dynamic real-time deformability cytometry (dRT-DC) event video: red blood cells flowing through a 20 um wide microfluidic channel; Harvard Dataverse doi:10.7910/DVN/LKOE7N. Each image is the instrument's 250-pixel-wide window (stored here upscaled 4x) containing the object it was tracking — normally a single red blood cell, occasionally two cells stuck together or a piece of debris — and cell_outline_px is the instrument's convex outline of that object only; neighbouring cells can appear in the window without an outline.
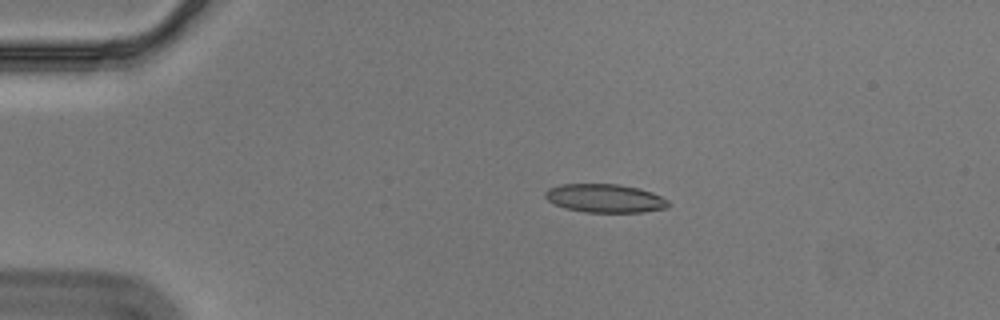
{"species": "Egyptian fruit bat (a non-hibernating species)", "species_latin": "Rousettus aegyptiacus", "temperature_condition": "cold", "stored_images_in_passage": 46, "camera_frame_rate_fps": 3000, "um_per_image_px": 0.085, "animal": {"sex": "male"}, "frame": {"image": 1, "passage_image": 1, "time_ms": 0.0, "image_size_px": [1000, 320], "cell_outline_px": [[672, 204], [668, 208], [640, 212], [584, 212], [564, 208], [548, 200], [544, 196], [544, 192], [548, 188], [560, 184], [620, 184], [640, 188], [652, 192], [668, 200]], "centroid_in_image_um": [51.44, 16.85], "position_along_channel_um": 33.6, "area_um2": 20.63}}
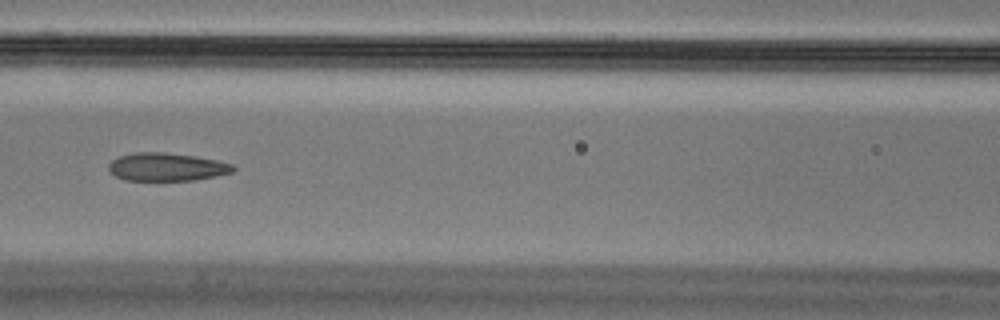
{"frame": {"image": 2, "passage_image": 15, "time_ms": 4.667, "image_size_px": [1000, 320], "cell_outline_px": [[236, 168], [232, 172], [196, 180], [124, 180], [116, 176], [108, 168], [108, 164], [112, 160], [120, 156], [132, 152], [164, 152], [192, 156], [216, 160], [232, 164]], "centroid_in_image_um": [14.15, 14.19], "position_along_channel_um": 152.5, "area_um2": 20.17}}
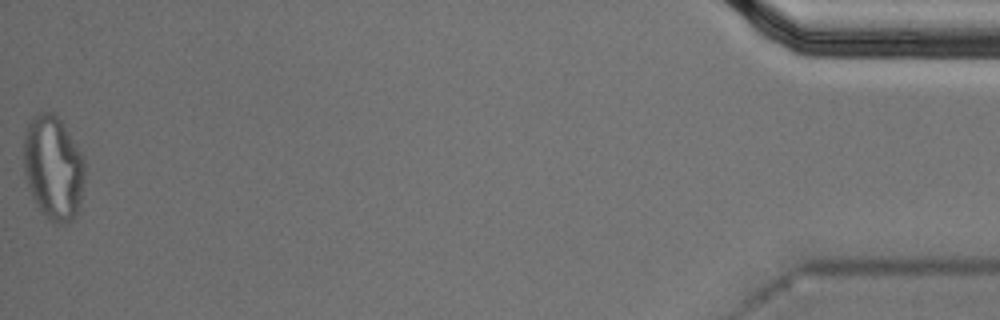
{"frame": {"image": 3, "passage_image": 46, "time_ms": 15.0, "image_size_px": [1000, 320], "cell_outline_px": [[84, 184], [80, 212], [68, 224], [52, 224], [40, 212], [32, 196], [24, 172], [24, 136], [28, 124], [32, 116], [36, 112], [52, 112], [60, 120], [84, 156]], "centroid_in_image_um": [4.55, 14.32], "position_along_channel_um": 430.7, "area_um2": 37.74}, "authors_computed_cell_mechanics": {"area_um2": 21.4149, "velocity_mm_per_s": 3.5592, "shape_relaxation_time_tau1_ms": null, "shape_relaxation_time_tau2_ms": 2.1257, "deformation_change_tau1": null, "deformation_change_tau2": 0.1044}}